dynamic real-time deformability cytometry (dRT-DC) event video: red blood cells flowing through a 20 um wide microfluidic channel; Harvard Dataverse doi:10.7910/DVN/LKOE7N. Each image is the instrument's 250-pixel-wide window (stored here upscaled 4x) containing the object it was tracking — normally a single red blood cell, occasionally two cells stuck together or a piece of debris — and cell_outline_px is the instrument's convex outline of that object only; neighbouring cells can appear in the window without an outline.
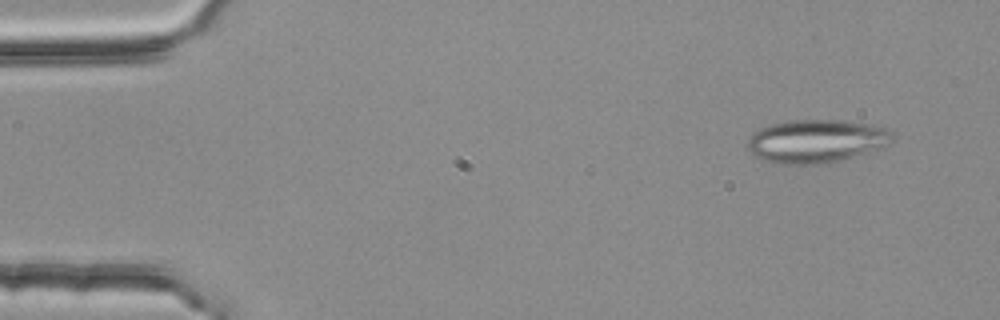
{"species": "common noctule bat (a hibernating species)", "species_latin": "Nyctalus noctula", "temperature_condition": "room temperature", "stored_images_in_passage": 4, "camera_frame_rate_fps": 3000, "um_per_image_px": 0.085, "animal": {"sex": "female", "body_mass_g": 25.1}, "frame": {"image": 1, "passage_image": 1, "time_ms": 0.0, "image_size_px": [1000, 320], "cell_outline_px": [[892, 140], [888, 144], [840, 160], [820, 164], [784, 164], [764, 160], [756, 156], [748, 148], [748, 136], [752, 132], [760, 128], [772, 124], [792, 120], [840, 120], [868, 124], [884, 128], [892, 132]], "centroid_in_image_um": [69.32, 11.98], "position_along_channel_um": 15.7, "area_um2": 35.89}}